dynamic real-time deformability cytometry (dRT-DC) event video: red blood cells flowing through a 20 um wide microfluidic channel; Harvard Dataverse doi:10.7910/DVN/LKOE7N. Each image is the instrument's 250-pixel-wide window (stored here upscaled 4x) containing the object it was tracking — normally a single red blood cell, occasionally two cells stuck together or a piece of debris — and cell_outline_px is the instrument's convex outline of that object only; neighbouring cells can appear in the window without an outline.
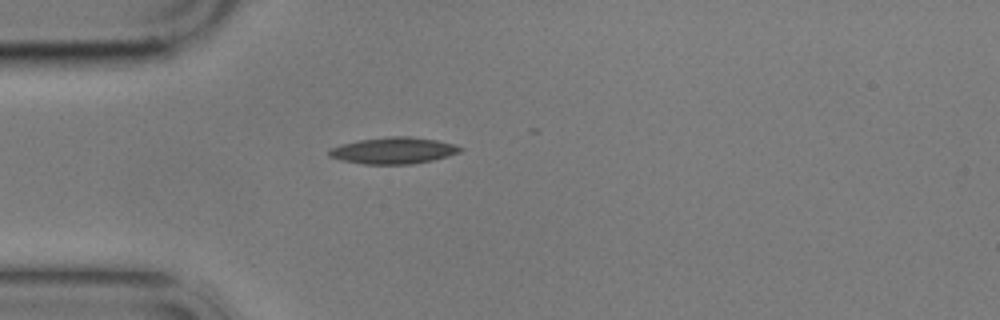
{"species": "common noctule bat (a hibernating species)", "species_latin": "Nyctalus noctula", "temperature_condition": "cold", "stored_images_in_passage": 1, "camera_frame_rate_fps": 3000, "um_per_image_px": 0.085, "animal": {"sex": "male", "body_mass_g": 17.9}, "frame": {"image": 1, "passage_image": 1, "time_ms": 0.0, "image_size_px": [1000, 320], "cell_outline_px": [[464, 148], [460, 152], [448, 156], [432, 160], [412, 164], [364, 164], [340, 160], [328, 156], [328, 148], [340, 144], [360, 140], [388, 136], [412, 136], [436, 140], [456, 144]], "centroid_in_image_um": [33.43, 12.79], "position_along_channel_um": 51.6, "area_um2": 20.46}}